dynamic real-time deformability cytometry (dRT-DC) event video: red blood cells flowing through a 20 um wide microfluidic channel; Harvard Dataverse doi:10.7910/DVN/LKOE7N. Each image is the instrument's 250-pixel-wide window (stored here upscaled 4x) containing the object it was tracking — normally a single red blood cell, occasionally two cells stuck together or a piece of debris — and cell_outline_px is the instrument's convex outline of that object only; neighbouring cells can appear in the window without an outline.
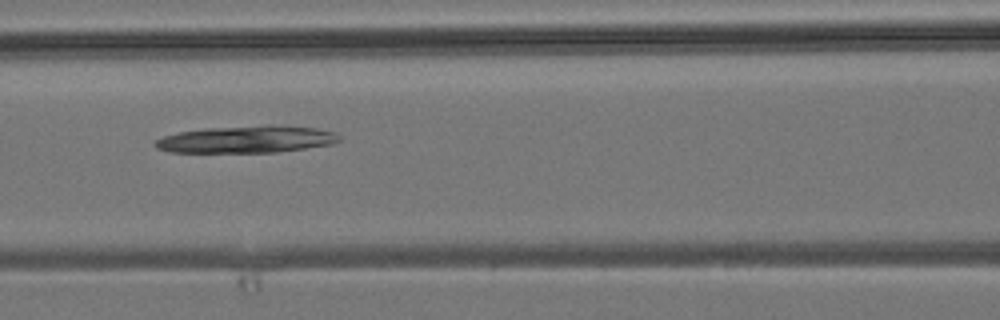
{"species": "common noctule bat (a hibernating species)", "species_latin": "Nyctalus noctula", "temperature_condition": "room temperature", "stored_images_in_passage": 7, "camera_frame_rate_fps": 3000, "um_per_image_px": 0.085, "animal": {"sex": "male", "body_mass_g": 19.2, "forearm_length_mm": 51.8}, "frame": {"image": 1, "passage_image": 6, "time_ms": 5.667, "image_size_px": [1000, 320], "cell_outline_px": [[340, 140], [332, 144], [276, 152], [172, 152], [156, 148], [152, 144], [156, 140], [164, 136], [180, 132], [204, 128], [268, 124], [280, 124], [316, 128], [336, 132], [340, 136]], "centroid_in_image_um": [20.99, 11.82], "position_along_channel_um": 145.6, "area_um2": 29.3}}
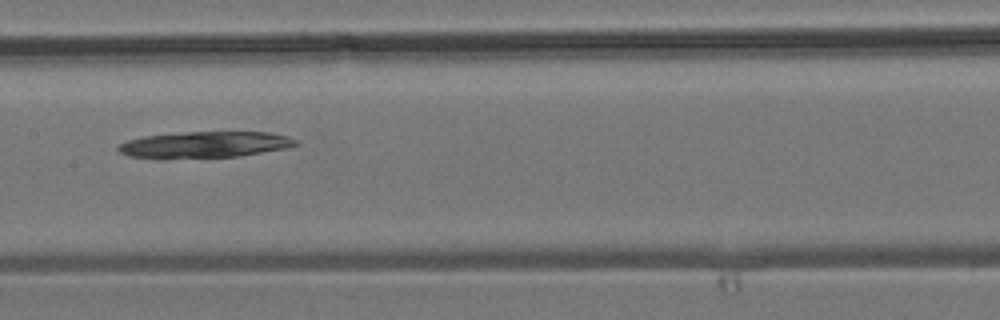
{"frame": {"image": 2, "passage_image": 7, "time_ms": 6.667, "image_size_px": [1000, 320], "cell_outline_px": [[296, 144], [284, 148], [236, 156], [164, 160], [156, 160], [128, 156], [120, 152], [116, 148], [120, 144], [128, 140], [144, 136], [188, 132], [268, 132], [288, 136], [296, 140]], "centroid_in_image_um": [17.27, 12.32], "position_along_channel_um": 190.1, "area_um2": 27.4}}